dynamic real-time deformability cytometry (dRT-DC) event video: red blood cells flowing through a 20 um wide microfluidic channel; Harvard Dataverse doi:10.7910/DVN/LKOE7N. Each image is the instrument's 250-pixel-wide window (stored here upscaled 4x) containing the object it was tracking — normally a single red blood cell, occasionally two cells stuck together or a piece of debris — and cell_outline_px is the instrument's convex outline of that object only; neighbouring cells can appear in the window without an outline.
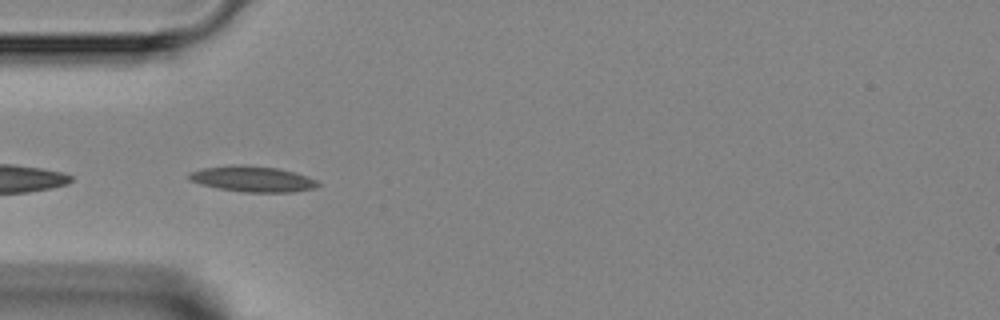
{"species": "Egyptian fruit bat (a non-hibernating species)", "species_latin": "Rousettus aegyptiacus", "temperature_condition": "room temperature", "stored_images_in_passage": 6, "segment_of_instrument_passage": [2, 2], "camera_frame_rate_fps": 3000, "um_per_image_px": 0.085, "animal": {"sex": "female"}, "frame": {"image": 1, "passage_image": 5, "time_ms": 4.667, "image_size_px": [1000, 320], "cell_outline_px": [[320, 184], [316, 188], [292, 192], [240, 192], [200, 184], [188, 180], [188, 172], [200, 168], [232, 164], [244, 164], [276, 168], [308, 176], [316, 180]], "centroid_in_image_um": [21.42, 15.2], "position_along_channel_um": 63.6, "area_um2": 19.54}}
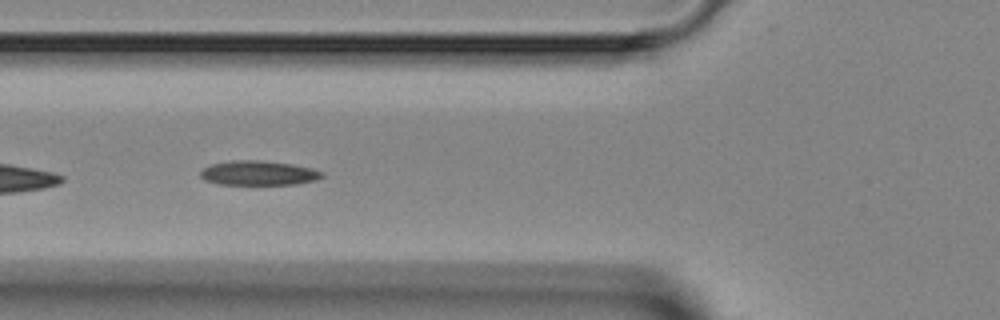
{"frame": {"image": 2, "passage_image": 6, "time_ms": 5.667, "image_size_px": [1000, 320], "cell_outline_px": [[324, 176], [316, 180], [296, 184], [220, 184], [204, 180], [200, 176], [200, 172], [204, 168], [212, 164], [232, 160], [260, 160], [292, 164], [312, 168], [324, 172]], "centroid_in_image_um": [22.0, 14.7], "position_along_channel_um": 103.8, "area_um2": 17.34}}